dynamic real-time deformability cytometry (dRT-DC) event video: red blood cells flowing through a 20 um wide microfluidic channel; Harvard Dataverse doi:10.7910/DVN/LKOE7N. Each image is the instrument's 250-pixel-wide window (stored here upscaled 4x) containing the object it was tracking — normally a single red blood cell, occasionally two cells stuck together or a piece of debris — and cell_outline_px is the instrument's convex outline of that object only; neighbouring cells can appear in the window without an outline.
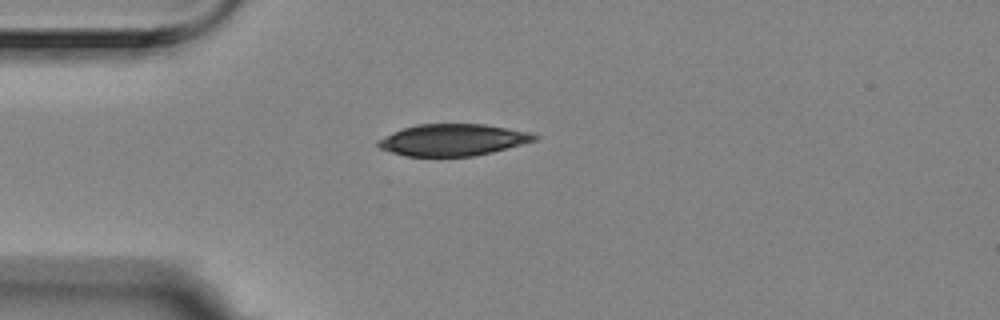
{"species": "Egyptian fruit bat (a non-hibernating species)", "species_latin": "Rousettus aegyptiacus", "temperature_condition": "room temperature", "stored_images_in_passage": 1, "camera_frame_rate_fps": 3000, "um_per_image_px": 0.085, "animal": {"sex": "female"}, "frame": {"image": 1, "passage_image": 1, "time_ms": 0.0, "image_size_px": [1000, 320], "cell_outline_px": [[540, 136], [536, 140], [492, 152], [472, 156], [404, 156], [380, 148], [376, 144], [376, 140], [392, 132], [416, 124], [484, 124], [528, 132]], "centroid_in_image_um": [38.45, 11.89], "position_along_channel_um": 46.6, "area_um2": 28.73}}